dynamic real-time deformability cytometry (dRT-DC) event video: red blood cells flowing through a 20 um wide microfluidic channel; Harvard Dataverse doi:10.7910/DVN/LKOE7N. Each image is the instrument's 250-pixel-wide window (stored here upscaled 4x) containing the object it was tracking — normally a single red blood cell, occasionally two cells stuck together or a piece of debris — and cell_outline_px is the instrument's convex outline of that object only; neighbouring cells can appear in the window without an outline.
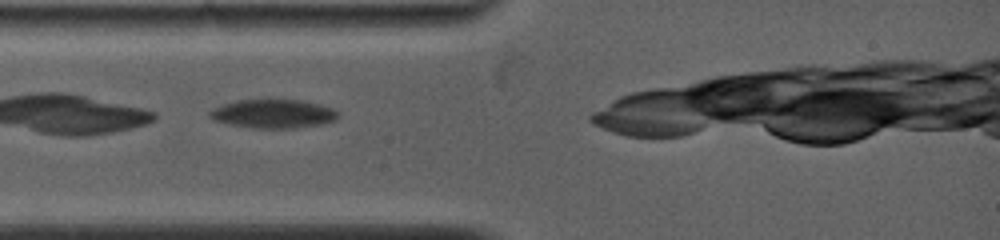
{"species": "common noctule bat (a hibernating species)", "species_latin": "Nyctalus noctula", "temperature_condition": "warm", "stored_images_in_passage": 9, "camera_frame_rate_fps": 5000, "um_per_image_px": 0.085, "animal": {"sex": "female", "body_mass_g": 19.0, "forearm_length_mm": 53.3}, "frame": {"image": 1, "passage_image": 4, "time_ms": 0.6, "image_size_px": [1000, 240], "cell_outline_px": [[340, 116], [336, 120], [324, 124], [296, 128], [252, 128], [212, 120], [208, 116], [208, 112], [212, 108], [236, 100], [268, 96], [304, 100], [320, 104], [332, 108]], "centroid_in_image_um": [23.22, 9.62], "position_along_channel_um": 61.8, "area_um2": 22.6}}